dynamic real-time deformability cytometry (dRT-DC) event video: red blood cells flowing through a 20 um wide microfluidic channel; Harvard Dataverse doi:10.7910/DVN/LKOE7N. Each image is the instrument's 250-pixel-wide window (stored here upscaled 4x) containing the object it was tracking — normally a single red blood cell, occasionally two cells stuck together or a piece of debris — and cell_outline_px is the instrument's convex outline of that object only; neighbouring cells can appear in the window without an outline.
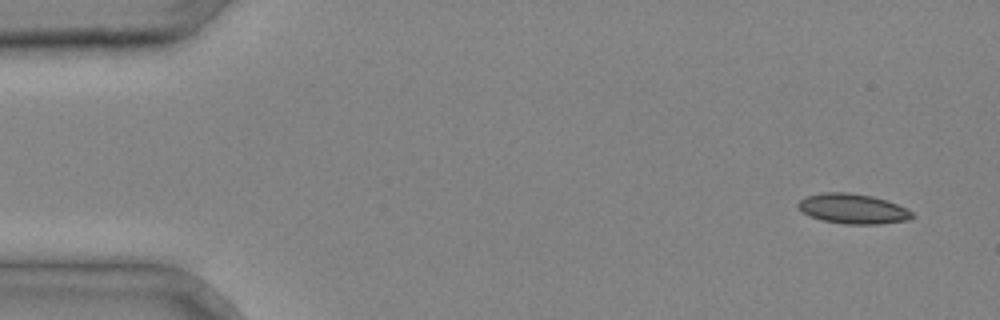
{"species": "common noctule bat (a hibernating species)", "species_latin": "Nyctalus noctula", "temperature_condition": "cold", "stored_images_in_passage": 5, "camera_frame_rate_fps": 3000, "um_per_image_px": 0.085, "animal": {"sex": "male", "body_mass_g": 20.4}, "frame": {"image": 1, "passage_image": 1, "time_ms": 0.0, "image_size_px": [1000, 320], "cell_outline_px": [[916, 216], [908, 220], [880, 224], [844, 224], [820, 220], [804, 212], [796, 204], [804, 196], [820, 192], [848, 192], [872, 196], [896, 204], [912, 212]], "centroid_in_image_um": [72.47, 17.74], "position_along_channel_um": 12.5, "area_um2": 19.88}}
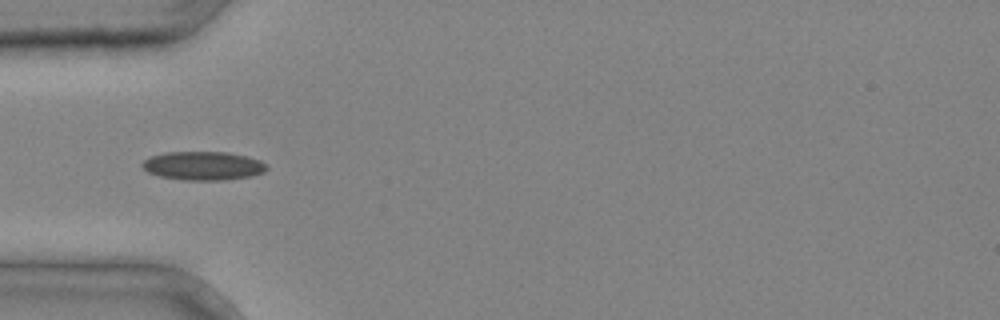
{"frame": {"image": 2, "passage_image": 4, "time_ms": 1.0, "image_size_px": [1000, 320], "cell_outline_px": [[268, 168], [264, 172], [252, 176], [224, 180], [184, 180], [160, 176], [148, 172], [140, 164], [144, 160], [152, 156], [164, 152], [228, 152], [248, 156], [260, 160], [268, 164]], "centroid_in_image_um": [17.31, 14.09], "position_along_channel_um": 67.7, "area_um2": 20.92}}